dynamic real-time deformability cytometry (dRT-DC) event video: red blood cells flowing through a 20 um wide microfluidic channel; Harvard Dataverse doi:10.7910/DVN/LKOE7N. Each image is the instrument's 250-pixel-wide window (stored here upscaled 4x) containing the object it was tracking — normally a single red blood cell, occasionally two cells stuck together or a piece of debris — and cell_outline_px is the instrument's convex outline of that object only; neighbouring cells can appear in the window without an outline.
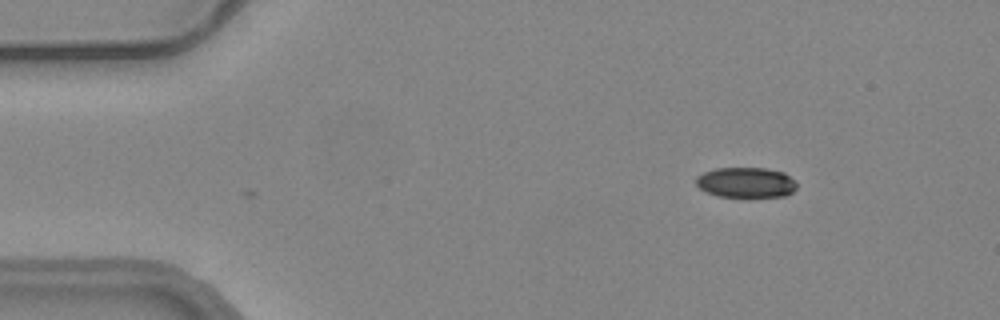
{"species": "common noctule bat (a hibernating species)", "species_latin": "Nyctalus noctula", "temperature_condition": "warm", "stored_images_in_passage": 2, "camera_frame_rate_fps": 3000, "um_per_image_px": 0.085, "animal": {"sex": "female", "body_mass_g": 24.6, "forearm_length_mm": 56.2}, "frame": {"image": 1, "passage_image": 1, "time_ms": 0.0, "image_size_px": [1000, 320], "cell_outline_px": [[796, 188], [792, 192], [784, 196], [748, 200], [716, 196], [704, 192], [696, 184], [696, 176], [704, 172], [716, 168], [764, 168], [784, 172], [796, 184]], "centroid_in_image_um": [63.38, 15.57], "position_along_channel_um": 21.6, "area_um2": 18.61}}